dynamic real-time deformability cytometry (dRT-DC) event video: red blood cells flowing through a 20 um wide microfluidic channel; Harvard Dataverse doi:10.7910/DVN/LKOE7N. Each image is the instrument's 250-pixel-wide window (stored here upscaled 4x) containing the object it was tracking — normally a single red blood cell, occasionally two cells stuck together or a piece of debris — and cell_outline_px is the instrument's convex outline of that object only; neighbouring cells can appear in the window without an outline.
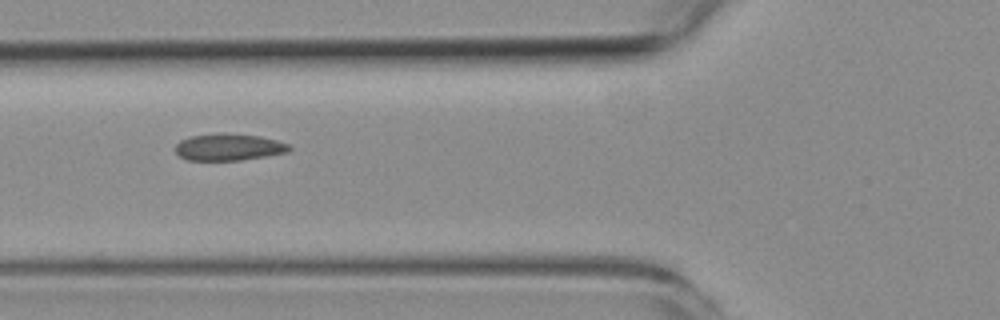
{"species": "common noctule bat (a hibernating species)", "species_latin": "Nyctalus noctula", "temperature_condition": "room temperature", "stored_images_in_passage": 4, "camera_frame_rate_fps": 3000, "um_per_image_px": 0.085, "animal": {"sex": "female", "body_mass_g": 19.3, "forearm_length_mm": 54.1}, "frame": {"image": 1, "passage_image": 2, "time_ms": 1.0, "image_size_px": [1000, 320], "cell_outline_px": [[292, 148], [288, 152], [240, 160], [188, 160], [180, 156], [176, 152], [176, 144], [180, 140], [192, 136], [220, 132], [260, 136], [276, 140], [288, 144]], "centroid_in_image_um": [19.44, 12.49], "position_along_channel_um": 106.4, "area_um2": 17.74}}
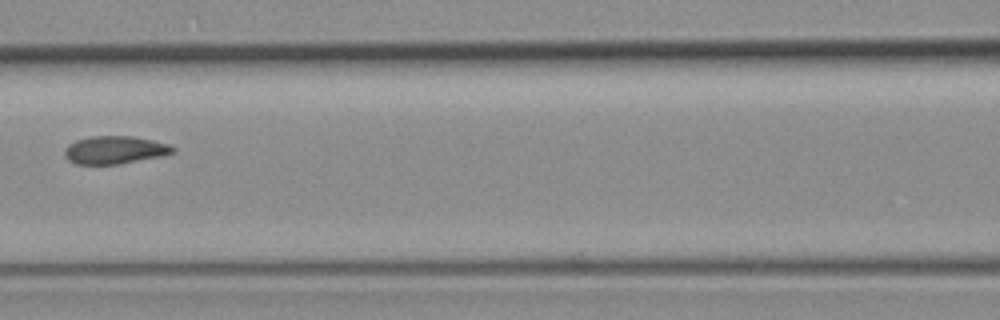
{"frame": {"image": 2, "passage_image": 3, "time_ms": 2.333, "image_size_px": [1000, 320], "cell_outline_px": [[176, 152], [164, 156], [120, 164], [76, 164], [68, 160], [64, 156], [64, 148], [68, 144], [76, 140], [92, 136], [132, 136], [152, 140], [168, 144], [176, 148]], "centroid_in_image_um": [9.77, 12.75], "position_along_channel_um": 156.8, "area_um2": 17.8}}
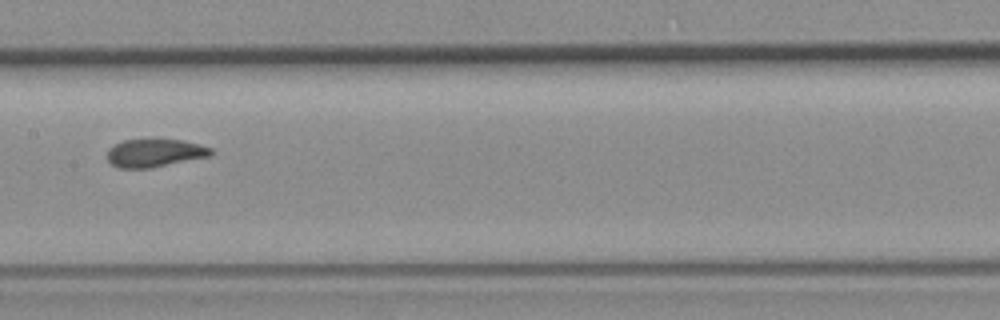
{"frame": {"image": 3, "passage_image": 4, "time_ms": 3.333, "image_size_px": [1000, 320], "cell_outline_px": [[212, 156], [152, 168], [120, 168], [112, 164], [108, 160], [108, 148], [124, 140], [184, 140], [212, 148]], "centroid_in_image_um": [13.19, 13.01], "position_along_channel_um": 194.2, "area_um2": 16.88}}